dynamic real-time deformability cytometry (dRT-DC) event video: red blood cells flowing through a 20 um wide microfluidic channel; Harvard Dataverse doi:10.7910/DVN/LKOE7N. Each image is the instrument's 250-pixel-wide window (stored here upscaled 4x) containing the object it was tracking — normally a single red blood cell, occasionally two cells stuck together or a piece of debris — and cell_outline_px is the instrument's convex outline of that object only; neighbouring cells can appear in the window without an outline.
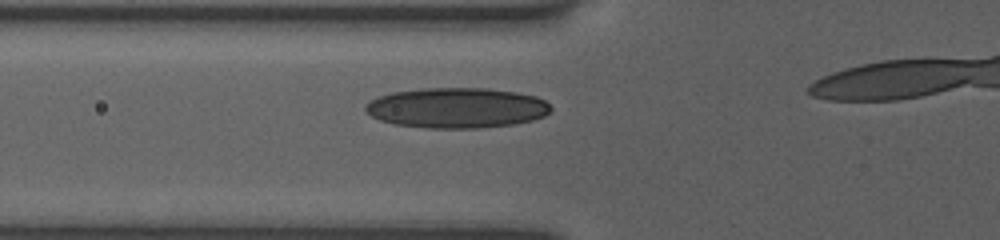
{"species": "human", "species_latin": "Homo sapiens", "temperature_condition": "room temperature", "stored_images_in_passage": 32, "camera_frame_rate_fps": 3000, "um_per_image_px": 0.085, "donor": {"sex": "female"}, "frame": {"image": 1, "passage_image": 8, "time_ms": 2.333, "image_size_px": [1000, 240], "cell_outline_px": [[552, 108], [544, 116], [532, 120], [512, 124], [480, 128], [428, 128], [392, 124], [380, 120], [372, 116], [364, 108], [372, 100], [380, 96], [392, 92], [420, 88], [488, 88], [516, 92], [536, 96], [544, 100]], "centroid_in_image_um": [38.83, 9.17], "position_along_channel_um": 87.0, "area_um2": 43.47}}
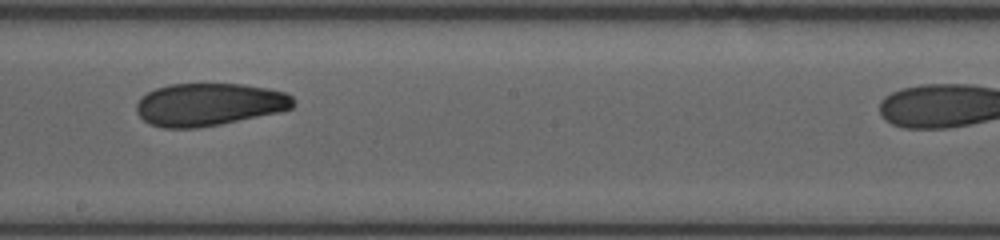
{"frame": {"image": 2, "passage_image": 19, "time_ms": 6.0, "image_size_px": [1000, 240], "cell_outline_px": [[296, 104], [292, 108], [280, 112], [220, 124], [196, 128], [164, 128], [148, 124], [136, 112], [136, 104], [140, 96], [156, 88], [168, 84], [244, 84], [268, 88], [284, 92], [292, 96]], "centroid_in_image_um": [17.76, 8.88], "position_along_channel_um": 230.4, "area_um2": 39.25}}
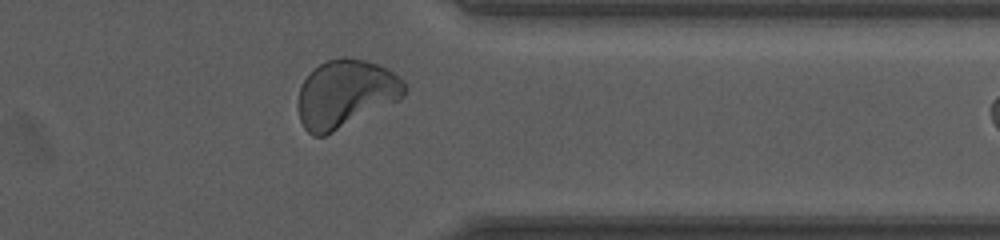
{"frame": {"image": 3, "passage_image": 31, "time_ms": 10.0, "image_size_px": [1000, 240], "cell_outline_px": [[408, 88], [404, 96], [400, 100], [324, 136], [312, 136], [304, 128], [300, 120], [300, 88], [304, 80], [320, 64], [328, 60], [344, 56], [348, 56], [364, 60], [388, 68]], "centroid_in_image_um": [29.4, 7.97], "position_along_channel_um": 382.0, "area_um2": 41.56}}